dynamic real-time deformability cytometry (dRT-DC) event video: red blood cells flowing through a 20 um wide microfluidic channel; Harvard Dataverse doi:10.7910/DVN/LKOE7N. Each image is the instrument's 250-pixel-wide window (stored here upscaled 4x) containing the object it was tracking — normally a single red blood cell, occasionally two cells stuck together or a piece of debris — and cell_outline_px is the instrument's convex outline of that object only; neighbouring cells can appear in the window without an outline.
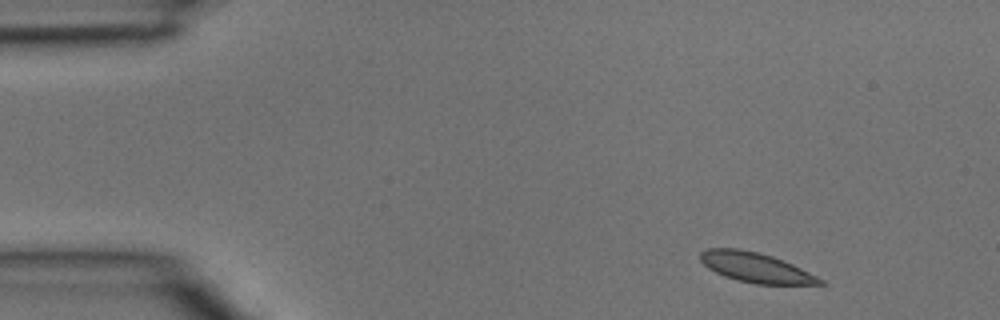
{"species": "common noctule bat (a hibernating species)", "species_latin": "Nyctalus noctula", "temperature_condition": "room temperature", "stored_images_in_passage": 4, "camera_frame_rate_fps": 3000, "um_per_image_px": 0.085, "animal": {"sex": "male", "body_mass_g": 15.6}, "frame": {"image": 1, "passage_image": 1, "time_ms": 0.0, "image_size_px": [1000, 320], "cell_outline_px": [[828, 284], [756, 284], [736, 280], [724, 276], [708, 268], [700, 260], [700, 252], [708, 248], [740, 248], [772, 256], [792, 264], [824, 280]], "centroid_in_image_um": [64.21, 22.73], "position_along_channel_um": 20.8, "area_um2": 20.63}}
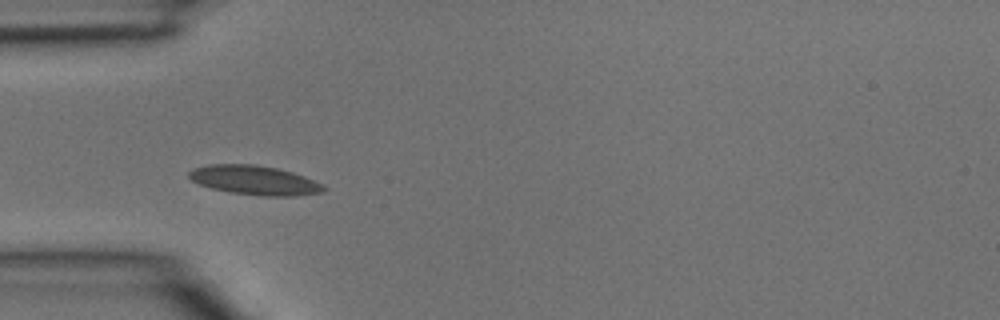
{"frame": {"image": 2, "passage_image": 3, "time_ms": 0.667, "image_size_px": [1000, 320], "cell_outline_px": [[328, 188], [324, 192], [296, 196], [264, 196], [228, 192], [212, 188], [200, 184], [192, 180], [188, 176], [188, 172], [192, 168], [208, 164], [256, 164], [276, 168], [292, 172], [304, 176], [324, 184]], "centroid_in_image_um": [21.66, 15.32], "position_along_channel_um": 63.3, "area_um2": 23.18}}